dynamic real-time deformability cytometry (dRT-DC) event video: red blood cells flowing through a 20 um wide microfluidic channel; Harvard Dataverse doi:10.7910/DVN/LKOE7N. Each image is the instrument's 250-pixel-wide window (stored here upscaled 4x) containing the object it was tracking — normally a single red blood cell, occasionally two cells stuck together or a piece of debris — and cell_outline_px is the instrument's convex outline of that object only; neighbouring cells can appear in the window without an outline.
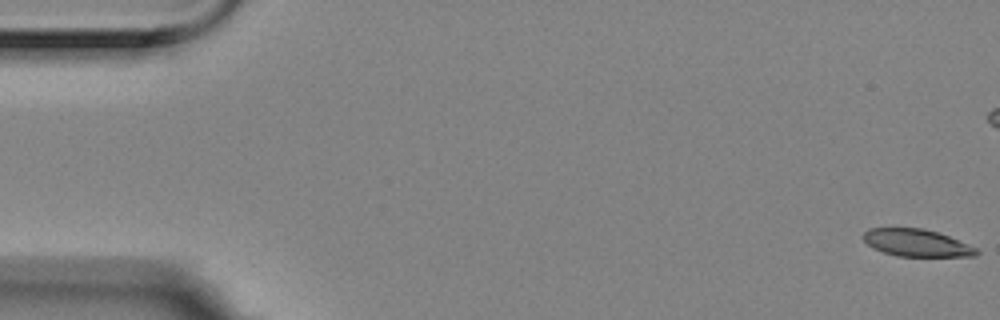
{"species": "Egyptian fruit bat (a non-hibernating species)", "species_latin": "Rousettus aegyptiacus", "temperature_condition": "room temperature", "stored_images_in_passage": 15, "camera_frame_rate_fps": 3000, "um_per_image_px": 0.085, "animal": {"sex": "female"}, "frame": {"image": 1, "passage_image": 1, "time_ms": 0.0, "image_size_px": [1000, 320], "cell_outline_px": [[980, 252], [976, 256], [896, 256], [872, 248], [864, 240], [864, 232], [868, 228], [924, 228], [948, 236], [976, 248]], "centroid_in_image_um": [77.89, 20.64], "position_along_channel_um": 7.1, "area_um2": 17.8}}
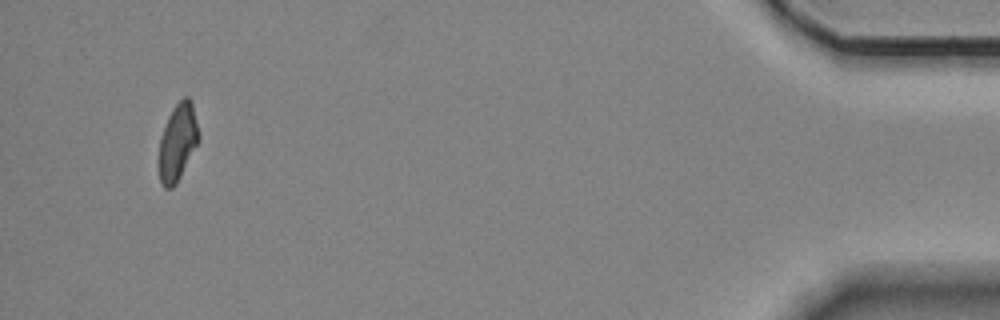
{"frame": {"image": 2, "passage_image": 15, "time_ms": 4.667, "image_size_px": [1000, 320], "cell_outline_px": [[200, 140], [176, 184], [172, 188], [164, 188], [160, 180], [160, 136], [168, 116], [172, 108], [184, 96], [188, 96], [192, 100], [200, 132]], "centroid_in_image_um": [15.14, 12.03], "position_along_channel_um": 420.1, "area_um2": 17.98}}